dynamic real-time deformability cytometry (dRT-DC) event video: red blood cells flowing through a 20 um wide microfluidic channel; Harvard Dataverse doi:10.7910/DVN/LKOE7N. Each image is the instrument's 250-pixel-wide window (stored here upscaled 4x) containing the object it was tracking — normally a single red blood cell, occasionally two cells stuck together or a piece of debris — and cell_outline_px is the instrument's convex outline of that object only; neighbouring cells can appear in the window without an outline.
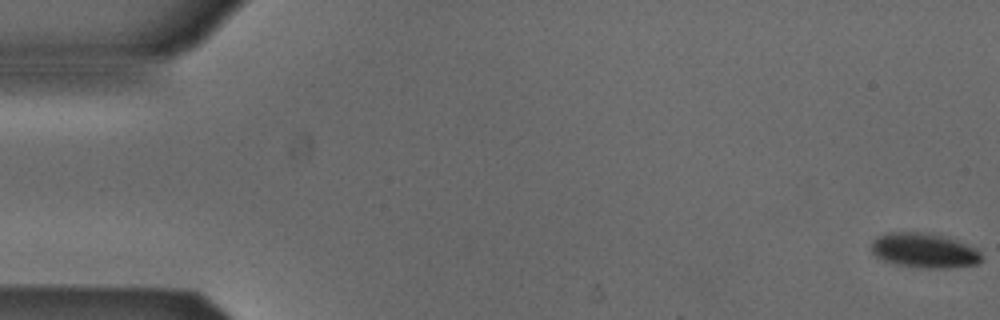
{"species": "Egyptian fruit bat (a non-hibernating species)", "species_latin": "Rousettus aegyptiacus", "temperature_condition": "cold", "stored_images_in_passage": 54, "camera_frame_rate_fps": 3000, "um_per_image_px": 0.085, "animal": {"sex": "male"}, "frame": {"image": 1, "passage_image": 1, "time_ms": 0.0, "image_size_px": [1000, 320], "cell_outline_px": [[980, 260], [976, 264], [952, 268], [916, 268], [896, 264], [880, 260], [872, 252], [872, 240], [876, 236], [884, 232], [928, 232], [956, 240], [976, 248], [980, 252]], "centroid_in_image_um": [78.5, 21.29], "position_along_channel_um": 6.5, "area_um2": 22.54}}
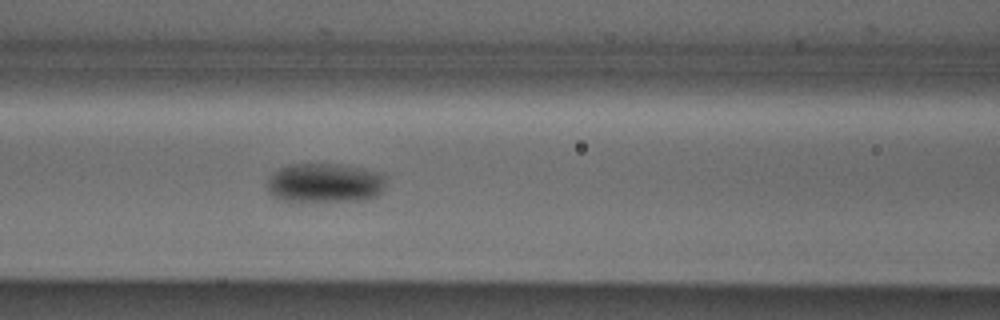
{"frame": {"image": 2, "passage_image": 23, "time_ms": 7.333, "image_size_px": [1000, 320], "cell_outline_px": [[384, 188], [376, 196], [364, 200], [280, 200], [272, 196], [268, 192], [268, 180], [272, 172], [288, 164], [336, 164], [384, 172]], "centroid_in_image_um": [27.6, 15.53], "position_along_channel_um": 139.0, "area_um2": 27.05}}
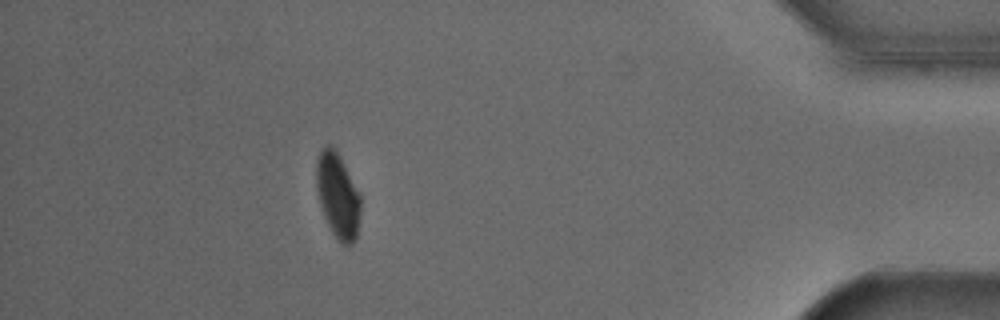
{"frame": {"image": 3, "passage_image": 48, "time_ms": 15.667, "image_size_px": [1000, 320], "cell_outline_px": [[360, 212], [356, 236], [352, 244], [344, 244], [332, 232], [324, 216], [320, 204], [316, 188], [316, 160], [320, 152], [328, 144], [336, 152], [360, 196]], "centroid_in_image_um": [28.68, 16.65], "position_along_channel_um": 406.5, "area_um2": 21.04}, "authors_computed_cell_mechanics": {"area_um2": 24.2182, "velocity_mm_per_s": 3.855, "shape_relaxation_time_tau1_ms": 3.2233, "shape_relaxation_time_tau2_ms": null, "deformation_change_tau1": 0.0735, "deformation_change_tau2": null}}